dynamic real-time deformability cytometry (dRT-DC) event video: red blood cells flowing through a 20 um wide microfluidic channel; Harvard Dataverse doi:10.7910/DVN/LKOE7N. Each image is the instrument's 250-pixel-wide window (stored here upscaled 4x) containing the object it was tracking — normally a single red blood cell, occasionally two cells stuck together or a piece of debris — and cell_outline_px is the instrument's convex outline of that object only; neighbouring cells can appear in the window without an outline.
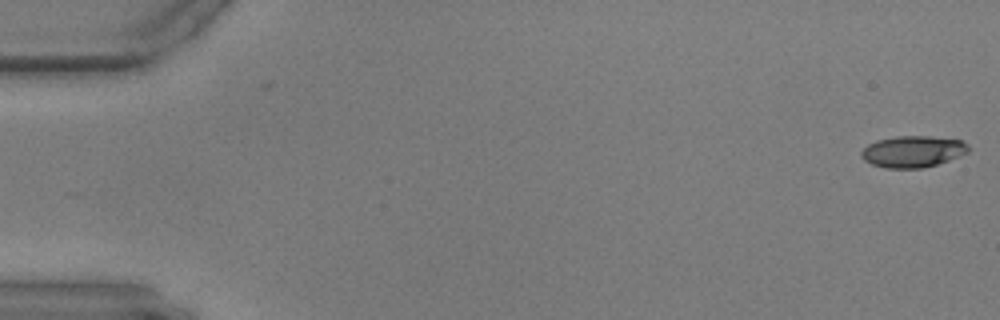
{"species": "common noctule bat (a hibernating species)", "species_latin": "Nyctalus noctula", "temperature_condition": "warm", "stored_images_in_passage": 46, "camera_frame_rate_fps": 3000, "um_per_image_px": 0.085, "animal": {"sex": "male", "body_mass_g": 17.9, "forearm_length_mm": 54.2}, "frame": {"image": 1, "passage_image": 1, "time_ms": 0.0, "image_size_px": [1000, 320], "cell_outline_px": [[968, 152], [948, 160], [924, 168], [884, 168], [872, 164], [864, 160], [860, 156], [860, 152], [868, 144], [876, 140], [896, 136], [928, 136], [960, 140], [968, 144]], "centroid_in_image_um": [77.54, 12.88], "position_along_channel_um": 7.5, "area_um2": 19.59}}
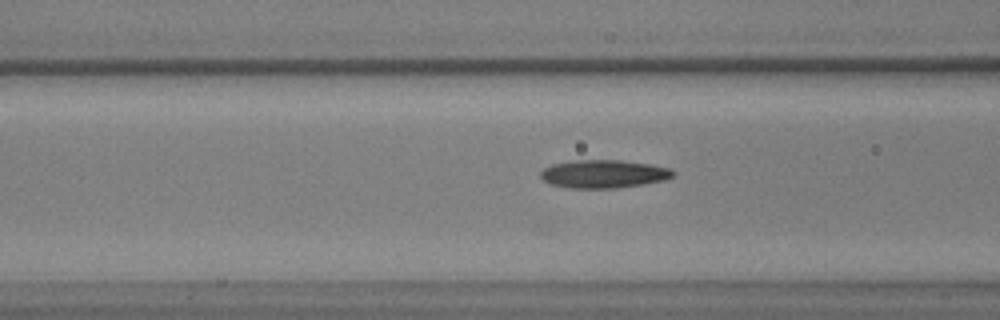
{"frame": {"image": 2, "passage_image": 23, "time_ms": 7.333, "image_size_px": [1000, 320], "cell_outline_px": [[676, 172], [672, 176], [664, 180], [644, 184], [616, 188], [572, 188], [548, 184], [540, 176], [540, 172], [544, 168], [552, 164], [576, 160], [620, 160], [648, 164], [668, 168]], "centroid_in_image_um": [51.28, 14.79], "position_along_channel_um": 115.3, "area_um2": 21.62}}
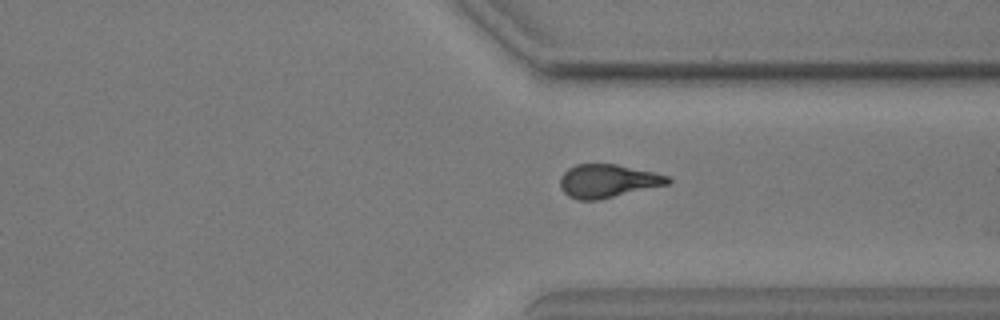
{"frame": {"image": 3, "passage_image": 44, "time_ms": 14.333, "image_size_px": [1000, 320], "cell_outline_px": [[672, 180], [668, 184], [600, 200], [576, 200], [568, 196], [560, 188], [560, 176], [568, 168], [576, 164], [616, 164], [652, 172], [668, 176]], "centroid_in_image_um": [51.62, 15.39], "position_along_channel_um": 359.8, "area_um2": 20.92}}